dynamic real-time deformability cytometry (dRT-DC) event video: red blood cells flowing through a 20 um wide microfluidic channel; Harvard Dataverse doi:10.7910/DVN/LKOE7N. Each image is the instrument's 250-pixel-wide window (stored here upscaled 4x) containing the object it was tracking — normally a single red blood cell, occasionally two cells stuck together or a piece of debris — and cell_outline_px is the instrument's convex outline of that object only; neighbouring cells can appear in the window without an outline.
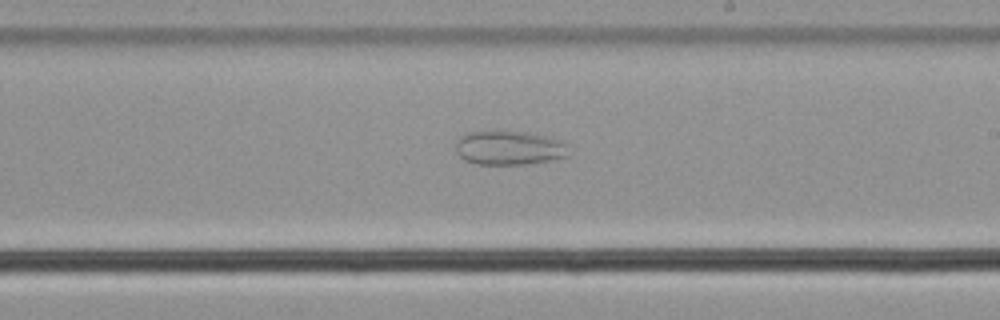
{"species": "common noctule bat (a hibernating species)", "species_latin": "Nyctalus noctula", "temperature_condition": "cold", "stored_images_in_passage": 43, "camera_frame_rate_fps": 3000, "um_per_image_px": 0.085, "animal": {"sex": "male", "body_mass_g": 21.5, "forearm_length_mm": 52.0}, "frame": {"image": 1, "passage_image": 20, "time_ms": 6.333, "image_size_px": [1000, 320], "cell_outline_px": [[568, 156], [552, 160], [524, 164], [476, 164], [464, 160], [456, 152], [456, 140], [460, 136], [468, 132], [528, 132], [548, 136], [560, 140], [568, 144]], "centroid_in_image_um": [43.29, 12.57], "position_along_channel_um": 245.7, "area_um2": 22.48}}
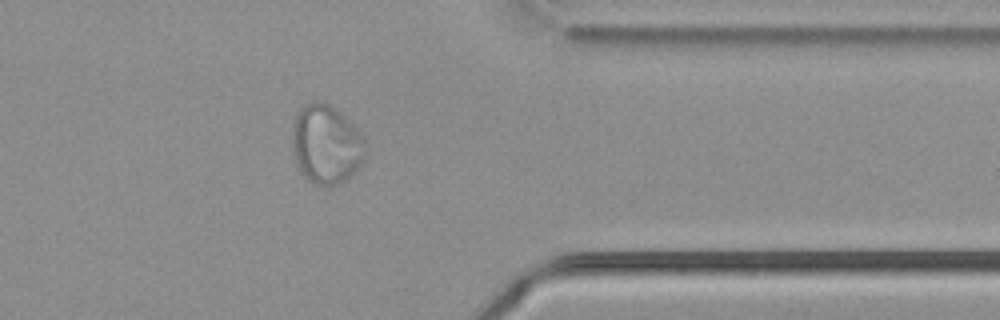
{"frame": {"image": 2, "passage_image": 32, "time_ms": 10.333, "image_size_px": [1000, 320], "cell_outline_px": [[368, 148], [364, 160], [356, 172], [352, 176], [328, 188], [316, 184], [308, 180], [300, 172], [296, 164], [292, 144], [292, 128], [296, 112], [300, 108], [316, 100], [324, 100], [332, 104], [344, 112], [348, 116], [364, 136]], "centroid_in_image_um": [27.77, 12.24], "position_along_channel_um": 383.6, "area_um2": 35.08}}
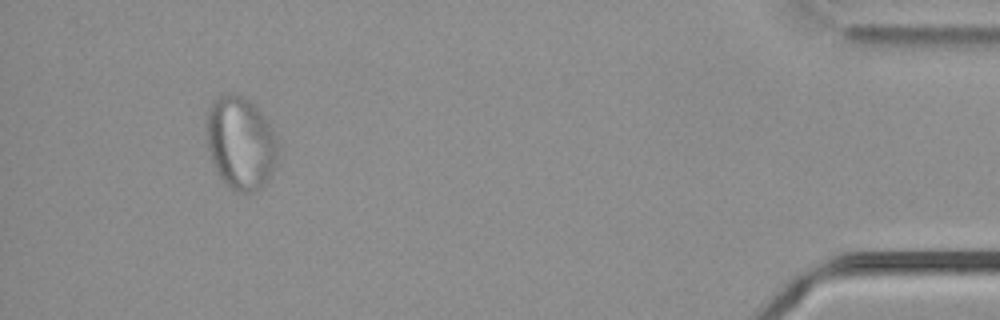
{"frame": {"image": 3, "passage_image": 39, "time_ms": 12.667, "image_size_px": [1000, 320], "cell_outline_px": [[280, 148], [276, 164], [268, 180], [256, 192], [236, 192], [220, 176], [212, 164], [208, 148], [208, 112], [212, 100], [216, 96], [224, 92], [236, 92], [244, 96], [256, 104], [272, 128]], "centroid_in_image_um": [20.48, 12.1], "position_along_channel_um": 414.7, "area_um2": 39.13}}